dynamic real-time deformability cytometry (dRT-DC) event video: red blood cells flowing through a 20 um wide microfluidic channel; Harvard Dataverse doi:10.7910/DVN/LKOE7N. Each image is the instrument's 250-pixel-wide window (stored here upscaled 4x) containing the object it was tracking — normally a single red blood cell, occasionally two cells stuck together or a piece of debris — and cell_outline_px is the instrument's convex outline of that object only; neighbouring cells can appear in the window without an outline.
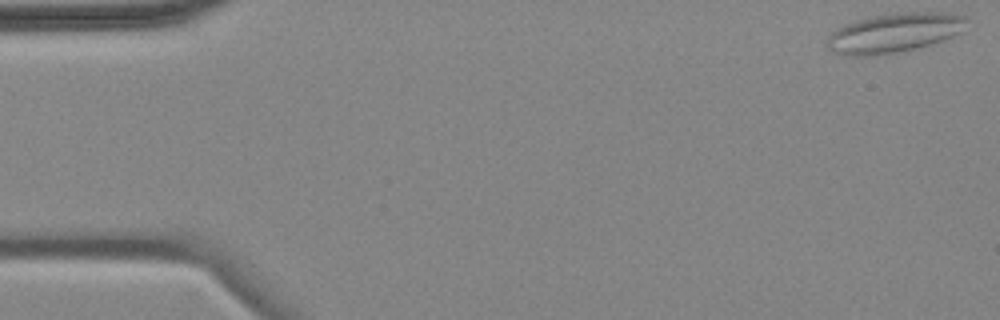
{"species": "common noctule bat (a hibernating species)", "species_latin": "Nyctalus noctula", "temperature_condition": "cold", "stored_images_in_passage": 4, "camera_frame_rate_fps": 3000, "um_per_image_px": 0.085, "animal": {"sex": "female", "body_mass_g": 18.4}, "frame": {"image": 1, "passage_image": 1, "time_ms": 0.0, "image_size_px": [1000, 320], "cell_outline_px": [[964, 20], [960, 32], [952, 36], [916, 48], [896, 52], [872, 56], [852, 56], [832, 52], [824, 44], [828, 36], [836, 28], [856, 20], [896, 12], [944, 12], [964, 16]], "centroid_in_image_um": [75.9, 2.8], "position_along_channel_um": 9.1, "area_um2": 31.62}}